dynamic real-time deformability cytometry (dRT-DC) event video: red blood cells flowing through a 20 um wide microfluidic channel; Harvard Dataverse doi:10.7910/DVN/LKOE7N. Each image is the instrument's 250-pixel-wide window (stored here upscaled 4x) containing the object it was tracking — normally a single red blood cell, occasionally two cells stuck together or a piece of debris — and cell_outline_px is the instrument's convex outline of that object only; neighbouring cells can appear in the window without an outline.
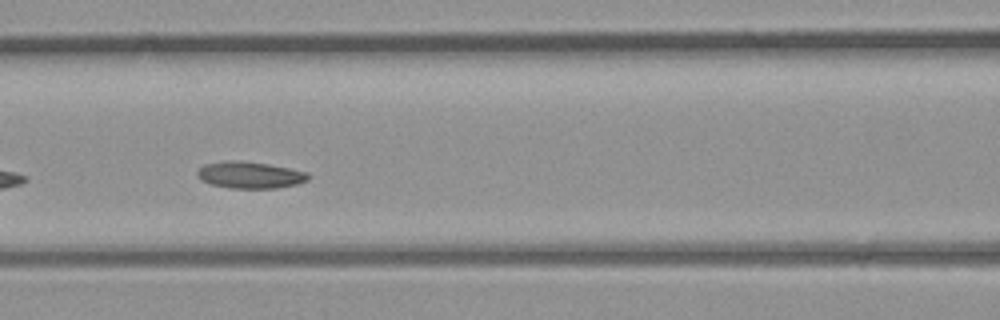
{"species": "common noctule bat (a hibernating species)", "species_latin": "Nyctalus noctula", "temperature_condition": "room temperature", "stored_images_in_passage": 19, "camera_frame_rate_fps": 3000, "um_per_image_px": 0.085, "animal": {"sex": "male", "body_mass_g": 23.1, "forearm_length_mm": 52.7}, "frame": {"image": 1, "passage_image": 14, "time_ms": 4.333, "image_size_px": [1000, 320], "cell_outline_px": [[312, 176], [308, 180], [296, 184], [276, 188], [232, 188], [212, 184], [200, 180], [196, 176], [196, 172], [204, 164], [224, 160], [240, 160], [268, 164], [308, 172]], "centroid_in_image_um": [21.23, 14.86], "position_along_channel_um": 145.4, "area_um2": 17.4}}